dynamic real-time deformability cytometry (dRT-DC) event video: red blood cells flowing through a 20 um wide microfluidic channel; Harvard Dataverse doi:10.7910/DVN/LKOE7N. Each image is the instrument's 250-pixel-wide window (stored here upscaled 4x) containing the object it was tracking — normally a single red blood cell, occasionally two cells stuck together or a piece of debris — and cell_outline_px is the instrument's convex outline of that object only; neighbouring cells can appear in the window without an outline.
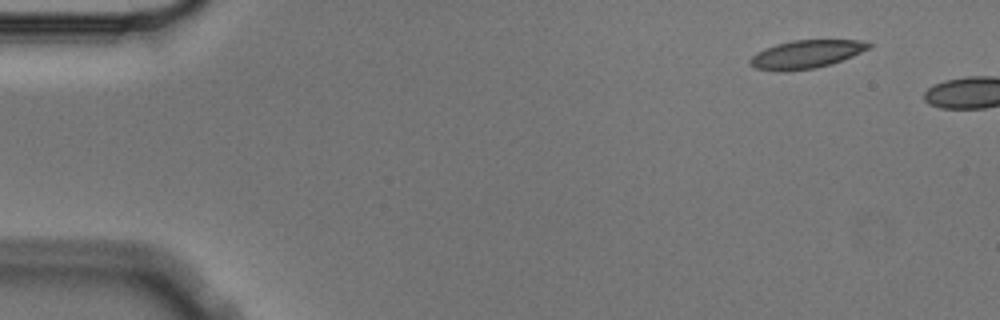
{"species": "Egyptian fruit bat (a non-hibernating species)", "species_latin": "Rousettus aegyptiacus", "temperature_condition": "cold", "stored_images_in_passage": 2, "camera_frame_rate_fps": 3000, "um_per_image_px": 0.085, "animal": {"sex": "male"}, "frame": {"image": 1, "passage_image": 1, "time_ms": 0.0, "image_size_px": [1000, 320], "cell_outline_px": [[872, 44], [868, 48], [852, 56], [832, 64], [816, 68], [784, 72], [776, 72], [756, 68], [748, 60], [756, 52], [764, 48], [776, 44], [792, 40], [860, 40]], "centroid_in_image_um": [68.48, 4.62], "position_along_channel_um": 16.5, "area_um2": 19.54}}